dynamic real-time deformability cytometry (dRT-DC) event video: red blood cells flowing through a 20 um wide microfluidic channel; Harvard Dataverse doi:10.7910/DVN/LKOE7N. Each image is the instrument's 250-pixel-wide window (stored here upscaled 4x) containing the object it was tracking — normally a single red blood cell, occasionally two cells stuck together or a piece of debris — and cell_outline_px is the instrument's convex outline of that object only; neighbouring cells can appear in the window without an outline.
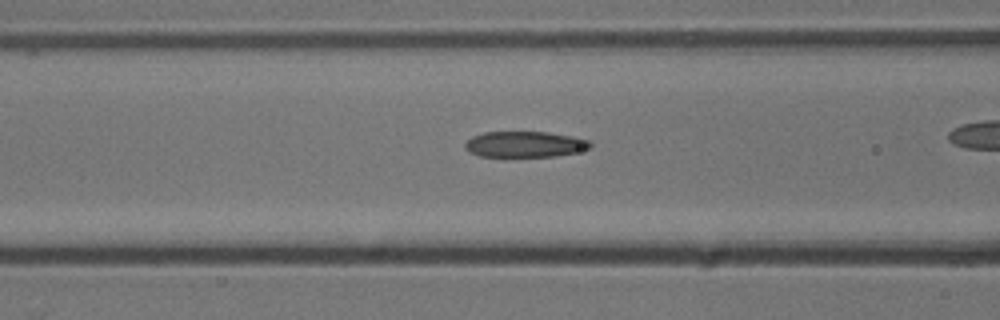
{"species": "common noctule bat (a hibernating species)", "species_latin": "Nyctalus noctula", "temperature_condition": "cold", "stored_images_in_passage": 42, "camera_frame_rate_fps": 3000, "um_per_image_px": 0.085, "animal": {"sex": "male", "body_mass_g": 13.3}, "frame": {"image": 1, "passage_image": 22, "time_ms": 7.0, "image_size_px": [1000, 320], "cell_outline_px": [[592, 148], [576, 152], [556, 156], [480, 156], [468, 152], [464, 148], [464, 144], [472, 136], [484, 132], [548, 132], [572, 136], [588, 140], [592, 144]], "centroid_in_image_um": [44.61, 12.26], "position_along_channel_um": 122.0, "area_um2": 18.9}}
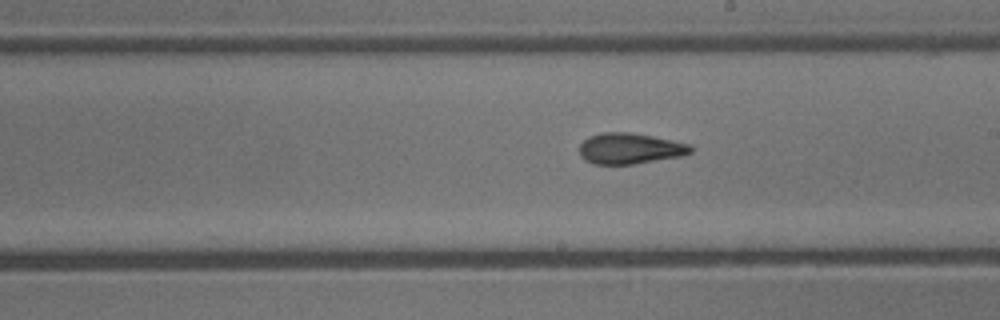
{"frame": {"image": 2, "passage_image": 31, "time_ms": 10.0, "image_size_px": [1000, 320], "cell_outline_px": [[692, 152], [680, 156], [632, 164], [592, 164], [584, 160], [580, 156], [580, 144], [588, 136], [600, 132], [628, 132], [652, 136], [692, 144]], "centroid_in_image_um": [53.51, 12.61], "position_along_channel_um": 235.5, "area_um2": 20.06}}
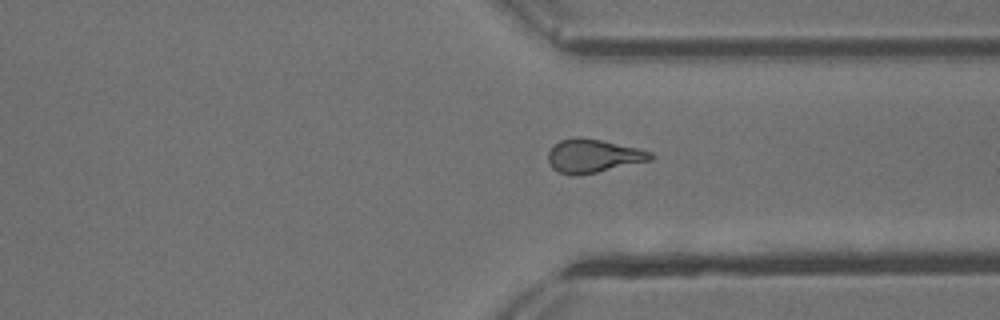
{"frame": {"image": 3, "passage_image": 41, "time_ms": 13.333, "image_size_px": [1000, 320], "cell_outline_px": [[656, 156], [652, 160], [596, 172], [576, 176], [572, 176], [560, 172], [552, 168], [548, 160], [548, 152], [552, 144], [560, 140], [576, 136], [580, 136], [600, 140], [636, 148], [652, 152]], "centroid_in_image_um": [50.39, 13.24], "position_along_channel_um": 361.0, "area_um2": 20.06}}